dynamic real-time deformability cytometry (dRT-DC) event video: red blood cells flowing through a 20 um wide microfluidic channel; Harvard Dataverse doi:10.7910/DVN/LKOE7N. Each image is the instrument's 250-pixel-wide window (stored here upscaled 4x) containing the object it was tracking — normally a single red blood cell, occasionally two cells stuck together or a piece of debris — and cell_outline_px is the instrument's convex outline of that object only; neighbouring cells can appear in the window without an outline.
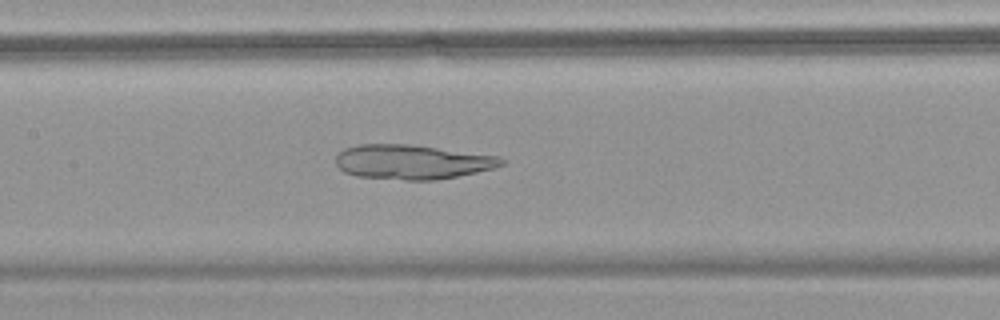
{"species": "common noctule bat (a hibernating species)", "species_latin": "Nyctalus noctula", "temperature_condition": "warm", "stored_images_in_passage": 57, "camera_frame_rate_fps": 3000, "um_per_image_px": 0.085, "animal": {"sex": "female", "body_mass_g": 18.4}, "frame": {"image": 1, "passage_image": 28, "time_ms": 9.0, "image_size_px": [1000, 320], "cell_outline_px": [[504, 164], [492, 168], [476, 172], [436, 180], [408, 180], [356, 176], [344, 172], [336, 164], [336, 152], [344, 148], [360, 144], [408, 144], [500, 156], [504, 160]], "centroid_in_image_um": [34.99, 13.76], "position_along_channel_um": 172.4, "area_um2": 33.23}}
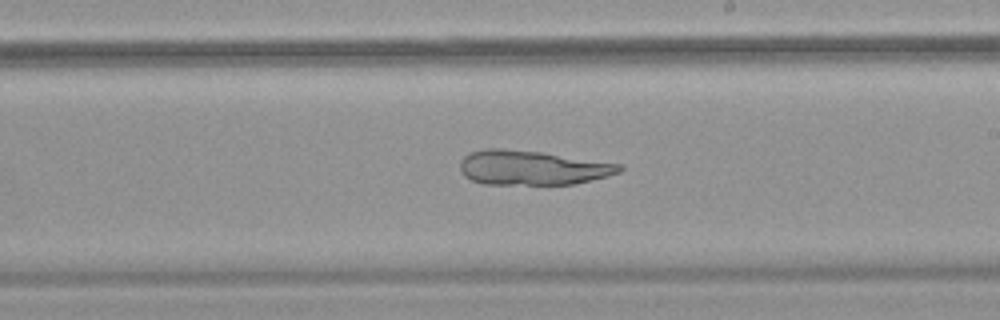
{"frame": {"image": 2, "passage_image": 34, "time_ms": 11.0, "image_size_px": [1000, 320], "cell_outline_px": [[624, 168], [620, 172], [608, 176], [576, 184], [484, 184], [472, 180], [464, 176], [460, 168], [460, 160], [468, 152], [484, 148], [500, 148], [540, 152], [624, 164]], "centroid_in_image_um": [45.24, 14.25], "position_along_channel_um": 243.8, "area_um2": 32.25}}
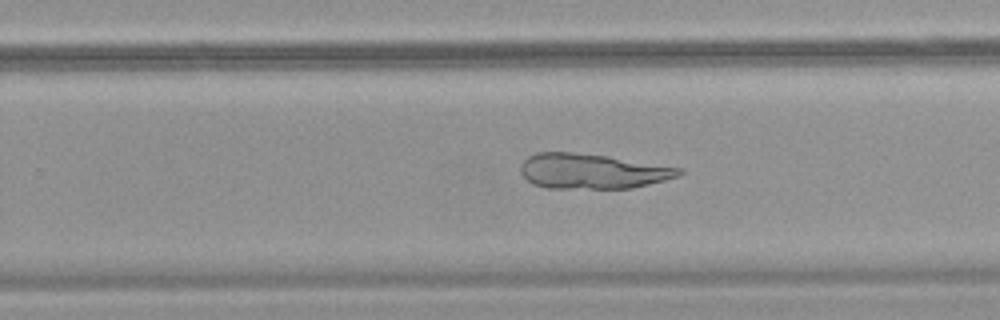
{"frame": {"image": 3, "passage_image": 37, "time_ms": 12.0, "image_size_px": [1000, 320], "cell_outline_px": [[684, 172], [680, 176], [632, 188], [548, 188], [532, 184], [520, 172], [520, 164], [528, 156], [536, 152], [572, 152], [608, 156], [684, 168]], "centroid_in_image_um": [50.35, 14.55], "position_along_channel_um": 279.5, "area_um2": 32.48}}